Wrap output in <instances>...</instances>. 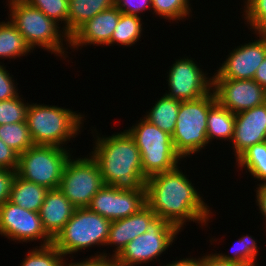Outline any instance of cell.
<instances>
[{"mask_svg":"<svg viewBox=\"0 0 266 266\" xmlns=\"http://www.w3.org/2000/svg\"><path fill=\"white\" fill-rule=\"evenodd\" d=\"M140 16L121 13L117 26L110 40L112 44L132 46L140 40L142 34V21Z\"/></svg>","mask_w":266,"mask_h":266,"instance_id":"cell-26","label":"cell"},{"mask_svg":"<svg viewBox=\"0 0 266 266\" xmlns=\"http://www.w3.org/2000/svg\"><path fill=\"white\" fill-rule=\"evenodd\" d=\"M244 4L243 18L247 20L250 29L257 35L266 37V0H246Z\"/></svg>","mask_w":266,"mask_h":266,"instance_id":"cell-31","label":"cell"},{"mask_svg":"<svg viewBox=\"0 0 266 266\" xmlns=\"http://www.w3.org/2000/svg\"><path fill=\"white\" fill-rule=\"evenodd\" d=\"M64 257L65 256H63L59 266H114L113 259L109 258L107 253L105 254L104 252L99 255L97 254L92 258L89 257L86 258V260L69 263L68 265L64 262Z\"/></svg>","mask_w":266,"mask_h":266,"instance_id":"cell-38","label":"cell"},{"mask_svg":"<svg viewBox=\"0 0 266 266\" xmlns=\"http://www.w3.org/2000/svg\"><path fill=\"white\" fill-rule=\"evenodd\" d=\"M217 102L214 91L192 101H180L172 142L176 153L183 159L204 149L207 140V116Z\"/></svg>","mask_w":266,"mask_h":266,"instance_id":"cell-5","label":"cell"},{"mask_svg":"<svg viewBox=\"0 0 266 266\" xmlns=\"http://www.w3.org/2000/svg\"><path fill=\"white\" fill-rule=\"evenodd\" d=\"M156 214L146 205L138 213L132 214L123 219L111 221L107 245H115V251L112 259L118 255L122 249L134 240L137 236L146 232L149 222Z\"/></svg>","mask_w":266,"mask_h":266,"instance_id":"cell-18","label":"cell"},{"mask_svg":"<svg viewBox=\"0 0 266 266\" xmlns=\"http://www.w3.org/2000/svg\"><path fill=\"white\" fill-rule=\"evenodd\" d=\"M180 230L166 220L155 216L147 230L128 243L113 258L114 266H136L160 257L174 242Z\"/></svg>","mask_w":266,"mask_h":266,"instance_id":"cell-9","label":"cell"},{"mask_svg":"<svg viewBox=\"0 0 266 266\" xmlns=\"http://www.w3.org/2000/svg\"><path fill=\"white\" fill-rule=\"evenodd\" d=\"M235 114L222 107L216 102L210 109L207 116V140L213 138L232 140L234 135Z\"/></svg>","mask_w":266,"mask_h":266,"instance_id":"cell-22","label":"cell"},{"mask_svg":"<svg viewBox=\"0 0 266 266\" xmlns=\"http://www.w3.org/2000/svg\"><path fill=\"white\" fill-rule=\"evenodd\" d=\"M0 139L18 154L34 146L26 122L0 125Z\"/></svg>","mask_w":266,"mask_h":266,"instance_id":"cell-27","label":"cell"},{"mask_svg":"<svg viewBox=\"0 0 266 266\" xmlns=\"http://www.w3.org/2000/svg\"><path fill=\"white\" fill-rule=\"evenodd\" d=\"M213 79H253L256 70L266 57V37L241 45L229 53Z\"/></svg>","mask_w":266,"mask_h":266,"instance_id":"cell-15","label":"cell"},{"mask_svg":"<svg viewBox=\"0 0 266 266\" xmlns=\"http://www.w3.org/2000/svg\"><path fill=\"white\" fill-rule=\"evenodd\" d=\"M91 157L97 162L105 185L119 190H145L141 154L130 134L123 132L109 137L96 136Z\"/></svg>","mask_w":266,"mask_h":266,"instance_id":"cell-2","label":"cell"},{"mask_svg":"<svg viewBox=\"0 0 266 266\" xmlns=\"http://www.w3.org/2000/svg\"><path fill=\"white\" fill-rule=\"evenodd\" d=\"M217 102L234 114L266 102V89L254 79H213Z\"/></svg>","mask_w":266,"mask_h":266,"instance_id":"cell-14","label":"cell"},{"mask_svg":"<svg viewBox=\"0 0 266 266\" xmlns=\"http://www.w3.org/2000/svg\"><path fill=\"white\" fill-rule=\"evenodd\" d=\"M256 189H258L256 190V203L260 212L264 216L266 223V183H260L259 187Z\"/></svg>","mask_w":266,"mask_h":266,"instance_id":"cell-40","label":"cell"},{"mask_svg":"<svg viewBox=\"0 0 266 266\" xmlns=\"http://www.w3.org/2000/svg\"><path fill=\"white\" fill-rule=\"evenodd\" d=\"M68 3L67 27L63 31L70 37L96 14L113 7L115 0H68Z\"/></svg>","mask_w":266,"mask_h":266,"instance_id":"cell-20","label":"cell"},{"mask_svg":"<svg viewBox=\"0 0 266 266\" xmlns=\"http://www.w3.org/2000/svg\"><path fill=\"white\" fill-rule=\"evenodd\" d=\"M110 224V220L88 208H75L52 244L64 256L94 245L106 246Z\"/></svg>","mask_w":266,"mask_h":266,"instance_id":"cell-7","label":"cell"},{"mask_svg":"<svg viewBox=\"0 0 266 266\" xmlns=\"http://www.w3.org/2000/svg\"><path fill=\"white\" fill-rule=\"evenodd\" d=\"M19 154L0 139V168L17 170Z\"/></svg>","mask_w":266,"mask_h":266,"instance_id":"cell-37","label":"cell"},{"mask_svg":"<svg viewBox=\"0 0 266 266\" xmlns=\"http://www.w3.org/2000/svg\"><path fill=\"white\" fill-rule=\"evenodd\" d=\"M29 5L42 11L48 18L54 20L57 24L59 21L65 23L67 27L68 19V0H24Z\"/></svg>","mask_w":266,"mask_h":266,"instance_id":"cell-33","label":"cell"},{"mask_svg":"<svg viewBox=\"0 0 266 266\" xmlns=\"http://www.w3.org/2000/svg\"><path fill=\"white\" fill-rule=\"evenodd\" d=\"M71 158L65 163L58 189L75 208H87L105 183L97 162L91 156Z\"/></svg>","mask_w":266,"mask_h":266,"instance_id":"cell-10","label":"cell"},{"mask_svg":"<svg viewBox=\"0 0 266 266\" xmlns=\"http://www.w3.org/2000/svg\"><path fill=\"white\" fill-rule=\"evenodd\" d=\"M231 255L229 256L222 253L217 255L230 262L240 263L245 266H257L256 257L258 254V246L256 240L252 236L245 235L238 239L237 242L231 247ZM233 254V255H232ZM256 264V265H255Z\"/></svg>","mask_w":266,"mask_h":266,"instance_id":"cell-28","label":"cell"},{"mask_svg":"<svg viewBox=\"0 0 266 266\" xmlns=\"http://www.w3.org/2000/svg\"><path fill=\"white\" fill-rule=\"evenodd\" d=\"M236 161L238 167L246 168L255 179L266 183V141L252 145Z\"/></svg>","mask_w":266,"mask_h":266,"instance_id":"cell-25","label":"cell"},{"mask_svg":"<svg viewBox=\"0 0 266 266\" xmlns=\"http://www.w3.org/2000/svg\"><path fill=\"white\" fill-rule=\"evenodd\" d=\"M199 266H245L240 263L221 259L217 254H208L199 258Z\"/></svg>","mask_w":266,"mask_h":266,"instance_id":"cell-39","label":"cell"},{"mask_svg":"<svg viewBox=\"0 0 266 266\" xmlns=\"http://www.w3.org/2000/svg\"><path fill=\"white\" fill-rule=\"evenodd\" d=\"M131 128V129H130ZM126 130L134 139L140 154L143 174L148 178L154 174L174 170L181 157L176 153L172 135L162 131L145 118Z\"/></svg>","mask_w":266,"mask_h":266,"instance_id":"cell-6","label":"cell"},{"mask_svg":"<svg viewBox=\"0 0 266 266\" xmlns=\"http://www.w3.org/2000/svg\"><path fill=\"white\" fill-rule=\"evenodd\" d=\"M16 175V170L0 168V205L10 199L11 189Z\"/></svg>","mask_w":266,"mask_h":266,"instance_id":"cell-36","label":"cell"},{"mask_svg":"<svg viewBox=\"0 0 266 266\" xmlns=\"http://www.w3.org/2000/svg\"><path fill=\"white\" fill-rule=\"evenodd\" d=\"M146 206V190L124 191L104 185L91 199L88 209L114 221L138 213Z\"/></svg>","mask_w":266,"mask_h":266,"instance_id":"cell-13","label":"cell"},{"mask_svg":"<svg viewBox=\"0 0 266 266\" xmlns=\"http://www.w3.org/2000/svg\"><path fill=\"white\" fill-rule=\"evenodd\" d=\"M82 118L71 109L33 103L29 104L26 123L34 145L63 147L61 144L80 132Z\"/></svg>","mask_w":266,"mask_h":266,"instance_id":"cell-3","label":"cell"},{"mask_svg":"<svg viewBox=\"0 0 266 266\" xmlns=\"http://www.w3.org/2000/svg\"><path fill=\"white\" fill-rule=\"evenodd\" d=\"M22 34L10 22H0V58L22 57L31 52Z\"/></svg>","mask_w":266,"mask_h":266,"instance_id":"cell-24","label":"cell"},{"mask_svg":"<svg viewBox=\"0 0 266 266\" xmlns=\"http://www.w3.org/2000/svg\"><path fill=\"white\" fill-rule=\"evenodd\" d=\"M8 7L11 12L9 19L12 18L10 22L22 34L32 50L37 46L58 56L66 57L64 55L66 51H64L65 47L63 45L65 44H63V40L67 41V45L70 39L62 31L64 30L63 28L59 31L60 27L58 25L61 24H57L42 11L29 5L24 0H16L14 3L9 4Z\"/></svg>","mask_w":266,"mask_h":266,"instance_id":"cell-4","label":"cell"},{"mask_svg":"<svg viewBox=\"0 0 266 266\" xmlns=\"http://www.w3.org/2000/svg\"><path fill=\"white\" fill-rule=\"evenodd\" d=\"M152 7L155 15H159L164 19H169L172 21H178L179 19H184L189 17L191 9L189 6V0H151Z\"/></svg>","mask_w":266,"mask_h":266,"instance_id":"cell-30","label":"cell"},{"mask_svg":"<svg viewBox=\"0 0 266 266\" xmlns=\"http://www.w3.org/2000/svg\"><path fill=\"white\" fill-rule=\"evenodd\" d=\"M75 207L57 188L47 191L39 211L46 233L54 239L70 220Z\"/></svg>","mask_w":266,"mask_h":266,"instance_id":"cell-19","label":"cell"},{"mask_svg":"<svg viewBox=\"0 0 266 266\" xmlns=\"http://www.w3.org/2000/svg\"><path fill=\"white\" fill-rule=\"evenodd\" d=\"M194 187L178 166L154 174L146 179V205L180 231L190 220L207 225L212 212Z\"/></svg>","mask_w":266,"mask_h":266,"instance_id":"cell-1","label":"cell"},{"mask_svg":"<svg viewBox=\"0 0 266 266\" xmlns=\"http://www.w3.org/2000/svg\"><path fill=\"white\" fill-rule=\"evenodd\" d=\"M259 85L266 89V57L256 70L253 78Z\"/></svg>","mask_w":266,"mask_h":266,"instance_id":"cell-41","label":"cell"},{"mask_svg":"<svg viewBox=\"0 0 266 266\" xmlns=\"http://www.w3.org/2000/svg\"><path fill=\"white\" fill-rule=\"evenodd\" d=\"M0 235L26 243L42 239L41 246L53 242L46 233L38 212L21 208L9 200L0 205Z\"/></svg>","mask_w":266,"mask_h":266,"instance_id":"cell-11","label":"cell"},{"mask_svg":"<svg viewBox=\"0 0 266 266\" xmlns=\"http://www.w3.org/2000/svg\"><path fill=\"white\" fill-rule=\"evenodd\" d=\"M266 141V102L235 114L232 145L236 159L252 145Z\"/></svg>","mask_w":266,"mask_h":266,"instance_id":"cell-16","label":"cell"},{"mask_svg":"<svg viewBox=\"0 0 266 266\" xmlns=\"http://www.w3.org/2000/svg\"><path fill=\"white\" fill-rule=\"evenodd\" d=\"M115 6L124 14L139 16L146 9H151V0H115ZM139 13V14H138Z\"/></svg>","mask_w":266,"mask_h":266,"instance_id":"cell-34","label":"cell"},{"mask_svg":"<svg viewBox=\"0 0 266 266\" xmlns=\"http://www.w3.org/2000/svg\"><path fill=\"white\" fill-rule=\"evenodd\" d=\"M163 266H199V259L196 258H186L177 261H172V263H168Z\"/></svg>","mask_w":266,"mask_h":266,"instance_id":"cell-42","label":"cell"},{"mask_svg":"<svg viewBox=\"0 0 266 266\" xmlns=\"http://www.w3.org/2000/svg\"><path fill=\"white\" fill-rule=\"evenodd\" d=\"M10 1V2H9ZM16 0H8V4L7 5H9V4H12V3H14Z\"/></svg>","mask_w":266,"mask_h":266,"instance_id":"cell-43","label":"cell"},{"mask_svg":"<svg viewBox=\"0 0 266 266\" xmlns=\"http://www.w3.org/2000/svg\"><path fill=\"white\" fill-rule=\"evenodd\" d=\"M18 95L9 100L0 101V125L26 122L29 103Z\"/></svg>","mask_w":266,"mask_h":266,"instance_id":"cell-32","label":"cell"},{"mask_svg":"<svg viewBox=\"0 0 266 266\" xmlns=\"http://www.w3.org/2000/svg\"><path fill=\"white\" fill-rule=\"evenodd\" d=\"M26 255L20 266H59L64 256L53 244L37 246Z\"/></svg>","mask_w":266,"mask_h":266,"instance_id":"cell-29","label":"cell"},{"mask_svg":"<svg viewBox=\"0 0 266 266\" xmlns=\"http://www.w3.org/2000/svg\"><path fill=\"white\" fill-rule=\"evenodd\" d=\"M7 72L5 66L0 64V101L9 100L19 95L14 80Z\"/></svg>","mask_w":266,"mask_h":266,"instance_id":"cell-35","label":"cell"},{"mask_svg":"<svg viewBox=\"0 0 266 266\" xmlns=\"http://www.w3.org/2000/svg\"><path fill=\"white\" fill-rule=\"evenodd\" d=\"M206 75L192 58L177 59L169 70L165 95L181 102L199 99L212 91L213 78Z\"/></svg>","mask_w":266,"mask_h":266,"instance_id":"cell-12","label":"cell"},{"mask_svg":"<svg viewBox=\"0 0 266 266\" xmlns=\"http://www.w3.org/2000/svg\"><path fill=\"white\" fill-rule=\"evenodd\" d=\"M47 191L46 187L29 182L16 175L9 201L21 208L39 213Z\"/></svg>","mask_w":266,"mask_h":266,"instance_id":"cell-21","label":"cell"},{"mask_svg":"<svg viewBox=\"0 0 266 266\" xmlns=\"http://www.w3.org/2000/svg\"><path fill=\"white\" fill-rule=\"evenodd\" d=\"M71 154L65 147L34 145L19 154L17 175L29 182L57 189Z\"/></svg>","mask_w":266,"mask_h":266,"instance_id":"cell-8","label":"cell"},{"mask_svg":"<svg viewBox=\"0 0 266 266\" xmlns=\"http://www.w3.org/2000/svg\"><path fill=\"white\" fill-rule=\"evenodd\" d=\"M180 101L167 95H163L148 111L144 118L151 124L156 125L162 131L172 135L178 117Z\"/></svg>","mask_w":266,"mask_h":266,"instance_id":"cell-23","label":"cell"},{"mask_svg":"<svg viewBox=\"0 0 266 266\" xmlns=\"http://www.w3.org/2000/svg\"><path fill=\"white\" fill-rule=\"evenodd\" d=\"M121 11L114 5L110 9L96 14L81 25L70 37L69 46L72 48L83 45H110L114 29L118 24Z\"/></svg>","mask_w":266,"mask_h":266,"instance_id":"cell-17","label":"cell"}]
</instances>
